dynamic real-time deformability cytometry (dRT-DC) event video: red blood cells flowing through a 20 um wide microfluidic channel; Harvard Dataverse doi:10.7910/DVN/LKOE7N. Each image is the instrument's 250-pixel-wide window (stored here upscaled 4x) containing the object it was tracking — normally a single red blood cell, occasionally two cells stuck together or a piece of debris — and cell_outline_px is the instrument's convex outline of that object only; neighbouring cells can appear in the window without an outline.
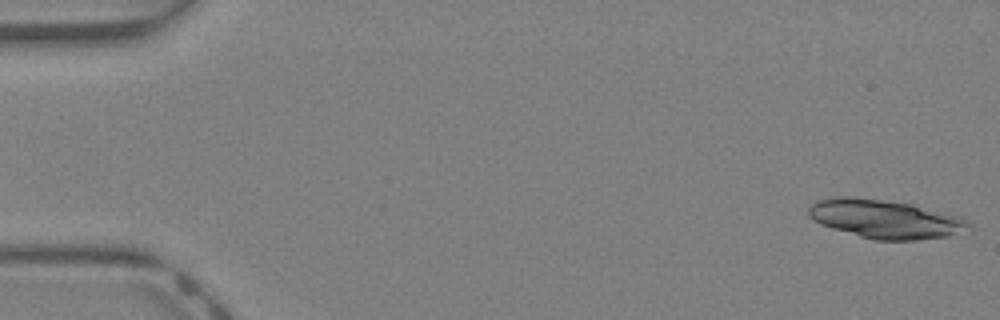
{"species": "Egyptian fruit bat (a non-hibernating species)", "species_latin": "Rousettus aegyptiacus", "temperature_condition": "warm", "stored_images_in_passage": 41, "camera_frame_rate_fps": 3000, "um_per_image_px": 0.085, "animal": {"sex": "female"}, "frame": {"image": 1, "passage_image": 1, "time_ms": 0.0, "image_size_px": [1000, 320], "cell_outline_px": [[972, 228], [948, 236], [916, 240], [876, 240], [860, 236], [832, 228], [820, 224], [808, 216], [808, 208], [816, 200], [840, 196], [848, 196], [912, 204], [956, 216], [964, 220]], "centroid_in_image_um": [75.18, 18.62], "position_along_channel_um": 9.8, "area_um2": 35.49}}
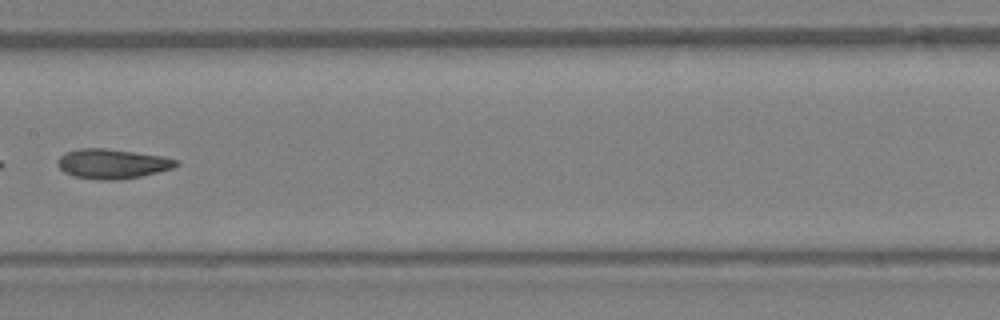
{"frame": {"image": 2, "passage_image": 22, "time_ms": 7.0, "image_size_px": [1000, 320], "cell_outline_px": [[180, 164], [172, 168], [140, 176], [116, 180], [100, 180], [72, 176], [64, 172], [56, 164], [56, 160], [64, 152], [80, 148], [104, 148], [164, 156], [180, 160]], "centroid_in_image_um": [9.52, 13.91], "position_along_channel_um": 197.9, "area_um2": 20.63}}
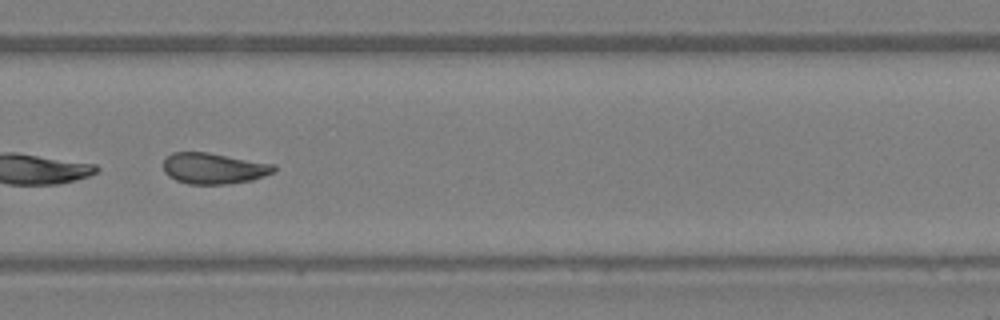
{"frame": {"image": 3, "passage_image": 29, "time_ms": 9.333, "image_size_px": [1000, 320], "cell_outline_px": [[276, 168], [272, 172], [264, 176], [252, 180], [228, 184], [188, 184], [176, 180], [168, 176], [164, 172], [164, 160], [172, 152], [208, 152], [276, 164]], "centroid_in_image_um": [18.17, 14.31], "position_along_channel_um": 311.6, "area_um2": 20.06}}